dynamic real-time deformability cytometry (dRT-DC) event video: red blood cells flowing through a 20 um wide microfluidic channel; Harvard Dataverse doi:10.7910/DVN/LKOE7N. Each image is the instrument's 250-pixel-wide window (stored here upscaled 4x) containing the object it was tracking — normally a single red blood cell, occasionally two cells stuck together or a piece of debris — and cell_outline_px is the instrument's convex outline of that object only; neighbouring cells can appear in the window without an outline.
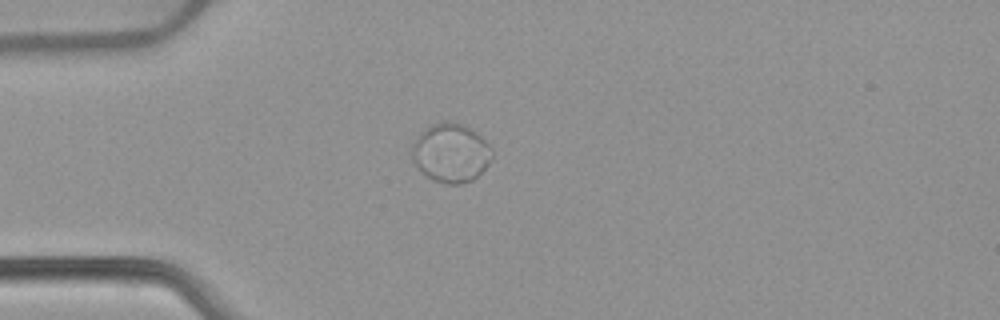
{"species": "common noctule bat (a hibernating species)", "species_latin": "Nyctalus noctula", "temperature_condition": "warm", "stored_images_in_passage": 1, "camera_frame_rate_fps": 3000, "um_per_image_px": 0.085, "animal": {"sex": "female", "body_mass_g": 22.7, "forearm_length_mm": 54.2}, "frame": {"image": 1, "passage_image": 1, "time_ms": 0.0, "image_size_px": [1000, 320], "cell_outline_px": [[492, 160], [472, 180], [460, 184], [448, 184], [432, 180], [412, 160], [412, 144], [420, 132], [424, 128], [432, 124], [444, 120], [448, 120], [464, 124], [476, 132], [492, 148]], "centroid_in_image_um": [38.32, 12.96], "position_along_channel_um": 46.7, "area_um2": 27.46}}